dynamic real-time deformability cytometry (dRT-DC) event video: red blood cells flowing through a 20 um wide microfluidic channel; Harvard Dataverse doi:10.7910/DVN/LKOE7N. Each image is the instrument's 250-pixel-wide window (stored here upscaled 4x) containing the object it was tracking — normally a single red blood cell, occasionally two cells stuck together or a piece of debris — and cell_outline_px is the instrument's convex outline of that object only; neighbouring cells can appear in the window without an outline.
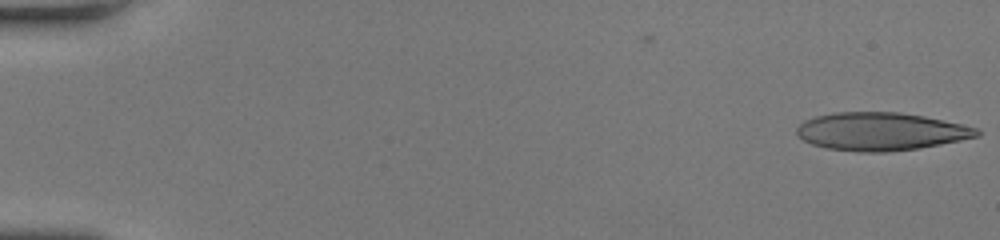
{"species": "human", "species_latin": "Homo sapiens", "temperature_condition": "room temperature", "stored_images_in_passage": 45, "camera_frame_rate_fps": 3000, "um_per_image_px": 0.085, "donor": {"sex": "female"}, "frame": {"image": 1, "passage_image": 1, "time_ms": 0.0, "image_size_px": [1000, 240], "cell_outline_px": [[980, 136], [940, 144], [916, 148], [884, 152], [856, 152], [828, 148], [812, 144], [796, 136], [796, 128], [804, 120], [816, 116], [836, 112], [896, 112], [924, 116], [960, 124], [976, 128], [980, 132]], "centroid_in_image_um": [74.82, 11.17], "position_along_channel_um": 10.2, "area_um2": 39.59}}
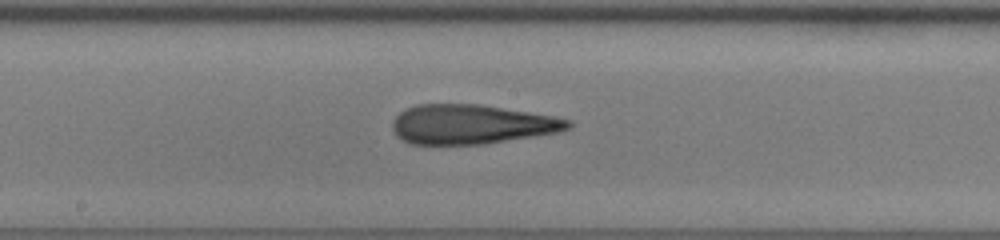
{"frame": {"image": 2, "passage_image": 25, "time_ms": 8.0, "image_size_px": [1000, 240], "cell_outline_px": [[572, 128], [560, 132], [484, 144], [408, 144], [396, 136], [392, 128], [392, 120], [400, 112], [416, 104], [480, 104], [552, 116], [572, 120]], "centroid_in_image_um": [40.07, 10.57], "position_along_channel_um": 208.1, "area_um2": 40.52}}
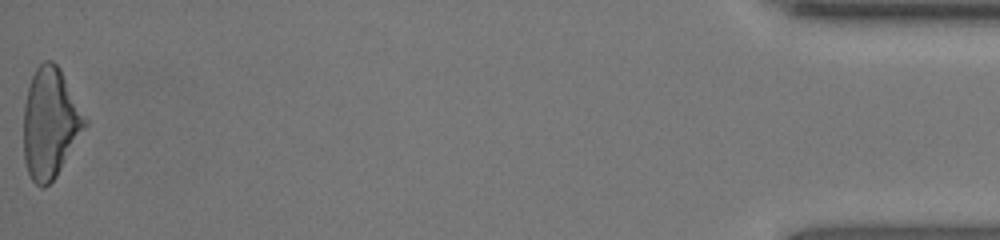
{"frame": {"image": 3, "passage_image": 45, "time_ms": 14.667, "image_size_px": [1000, 240], "cell_outline_px": [[88, 124], [56, 176], [44, 188], [40, 188], [32, 180], [28, 172], [24, 160], [24, 104], [28, 88], [32, 76], [36, 68], [44, 60], [52, 60], [60, 68], [88, 120]], "centroid_in_image_um": [4.27, 10.46], "position_along_channel_um": 430.9, "area_um2": 39.3}}